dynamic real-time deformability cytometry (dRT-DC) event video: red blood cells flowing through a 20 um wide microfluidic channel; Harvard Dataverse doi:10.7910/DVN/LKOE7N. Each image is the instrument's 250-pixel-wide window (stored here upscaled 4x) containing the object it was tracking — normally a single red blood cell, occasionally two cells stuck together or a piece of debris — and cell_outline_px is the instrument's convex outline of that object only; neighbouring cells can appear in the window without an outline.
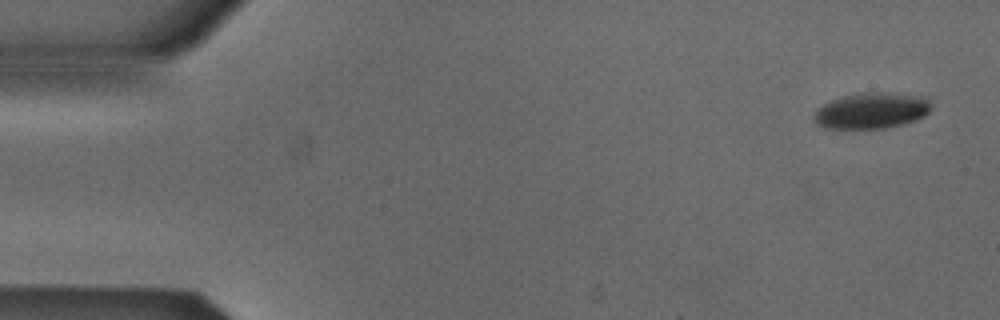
{"species": "Egyptian fruit bat (a non-hibernating species)", "species_latin": "Rousettus aegyptiacus", "temperature_condition": "cold", "stored_images_in_passage": 6, "camera_frame_rate_fps": 3000, "um_per_image_px": 0.085, "animal": {"sex": "male"}, "frame": {"image": 1, "passage_image": 1, "time_ms": 0.0, "image_size_px": [1000, 320], "cell_outline_px": [[932, 108], [924, 116], [916, 120], [904, 124], [884, 128], [824, 128], [816, 124], [812, 120], [816, 108], [832, 100], [844, 96], [868, 92], [876, 92], [924, 96], [928, 100]], "centroid_in_image_um": [74.06, 9.41], "position_along_channel_um": 10.9, "area_um2": 24.51}}
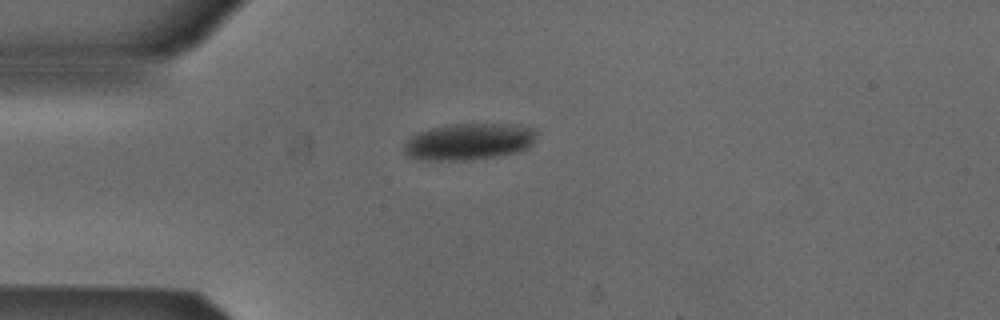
{"frame": {"image": 2, "passage_image": 4, "time_ms": 1.0, "image_size_px": [1000, 320], "cell_outline_px": [[536, 132], [532, 144], [528, 148], [520, 152], [496, 156], [468, 160], [428, 160], [408, 156], [404, 152], [404, 144], [412, 136], [420, 132], [432, 128], [448, 124], [516, 124], [536, 128]], "centroid_in_image_um": [39.91, 12.03], "position_along_channel_um": 45.1, "area_um2": 28.26}}
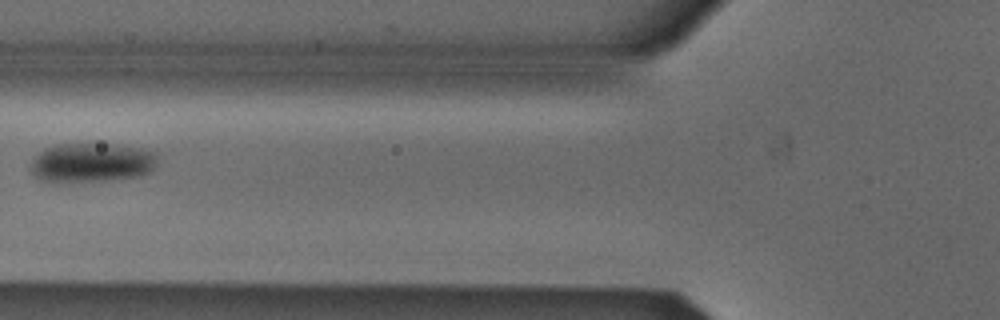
{"frame": {"image": 3, "passage_image": 6, "time_ms": 1.667, "image_size_px": [1000, 320], "cell_outline_px": [[156, 164], [148, 172], [140, 176], [108, 180], [52, 184], [40, 180], [28, 168], [32, 160], [44, 148], [56, 144], [116, 144], [140, 148], [156, 152]], "centroid_in_image_um": [7.73, 13.84], "position_along_channel_um": 118.1, "area_um2": 29.59}}